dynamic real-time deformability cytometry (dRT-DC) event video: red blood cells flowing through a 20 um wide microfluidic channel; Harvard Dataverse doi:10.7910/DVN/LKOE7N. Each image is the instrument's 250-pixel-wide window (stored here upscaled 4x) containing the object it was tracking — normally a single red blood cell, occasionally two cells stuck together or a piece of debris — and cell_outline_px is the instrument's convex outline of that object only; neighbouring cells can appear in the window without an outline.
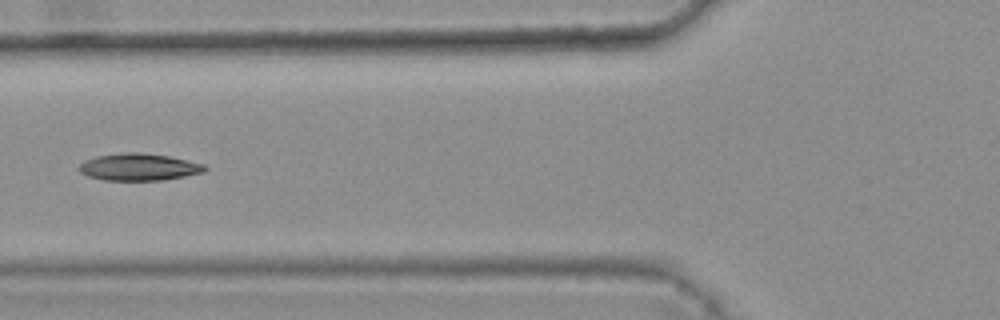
{"species": "common noctule bat (a hibernating species)", "species_latin": "Nyctalus noctula", "temperature_condition": "warm", "stored_images_in_passage": 6, "camera_frame_rate_fps": 3000, "um_per_image_px": 0.085, "animal": {"sex": "female", "body_mass_g": 25.1}, "frame": {"image": 1, "passage_image": 6, "time_ms": 1.667, "image_size_px": [1000, 320], "cell_outline_px": [[208, 168], [204, 172], [164, 180], [104, 180], [88, 176], [80, 172], [76, 168], [84, 160], [96, 156], [124, 152], [140, 152], [168, 156], [204, 164]], "centroid_in_image_um": [11.77, 14.19], "position_along_channel_um": 114.0, "area_um2": 19.88}}